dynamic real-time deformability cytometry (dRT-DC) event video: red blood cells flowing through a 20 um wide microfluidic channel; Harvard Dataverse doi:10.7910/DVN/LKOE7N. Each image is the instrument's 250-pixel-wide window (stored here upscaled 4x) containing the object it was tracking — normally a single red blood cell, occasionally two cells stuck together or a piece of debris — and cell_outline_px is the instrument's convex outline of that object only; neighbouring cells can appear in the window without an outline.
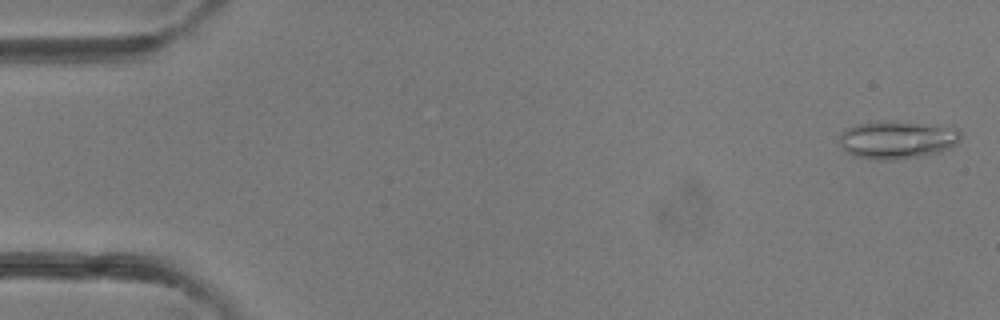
{"species": "common noctule bat (a hibernating species)", "species_latin": "Nyctalus noctula", "temperature_condition": "room temperature", "stored_images_in_passage": 40, "camera_frame_rate_fps": 3000, "um_per_image_px": 0.085, "animal": {"sex": "female"}, "frame": {"image": 1, "passage_image": 1, "time_ms": 0.0, "image_size_px": [1000, 320], "cell_outline_px": [[960, 140], [952, 148], [940, 152], [924, 156], [896, 160], [880, 160], [852, 156], [840, 144], [840, 136], [848, 128], [856, 124], [888, 120], [956, 128], [960, 132]], "centroid_in_image_um": [76.28, 11.9], "position_along_channel_um": 8.7, "area_um2": 26.76}}
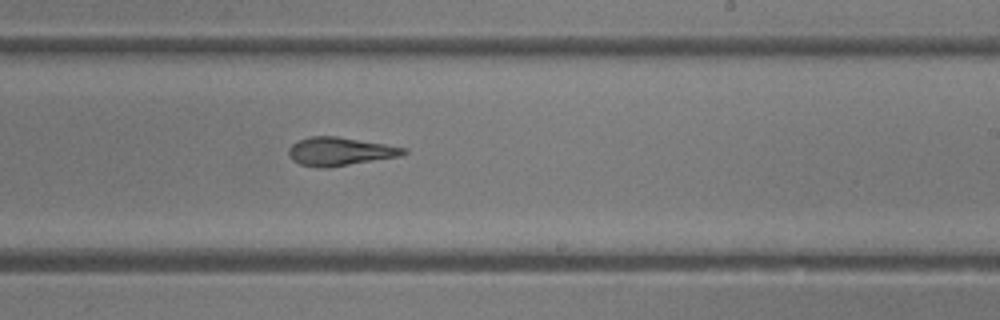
{"frame": {"image": 2, "passage_image": 24, "time_ms": 7.667, "image_size_px": [1000, 320], "cell_outline_px": [[408, 152], [400, 156], [328, 168], [320, 168], [300, 164], [292, 160], [288, 156], [288, 148], [292, 144], [300, 140], [312, 136], [336, 136], [408, 148]], "centroid_in_image_um": [28.88, 12.88], "position_along_channel_um": 260.1, "area_um2": 18.96}}
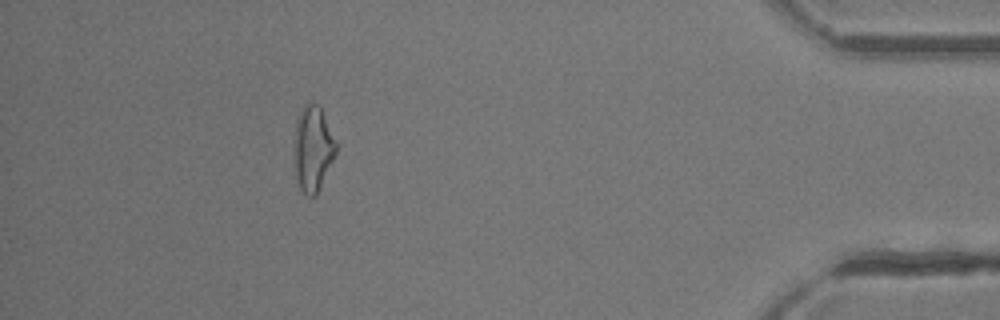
{"frame": {"image": 3, "passage_image": 36, "time_ms": 11.667, "image_size_px": [1000, 320], "cell_outline_px": [[336, 152], [316, 196], [308, 196], [300, 188], [296, 180], [292, 164], [292, 156], [296, 120], [304, 104], [308, 100], [320, 104], [336, 140]], "centroid_in_image_um": [26.55, 12.59], "position_along_channel_um": 408.6, "area_um2": 21.5}}